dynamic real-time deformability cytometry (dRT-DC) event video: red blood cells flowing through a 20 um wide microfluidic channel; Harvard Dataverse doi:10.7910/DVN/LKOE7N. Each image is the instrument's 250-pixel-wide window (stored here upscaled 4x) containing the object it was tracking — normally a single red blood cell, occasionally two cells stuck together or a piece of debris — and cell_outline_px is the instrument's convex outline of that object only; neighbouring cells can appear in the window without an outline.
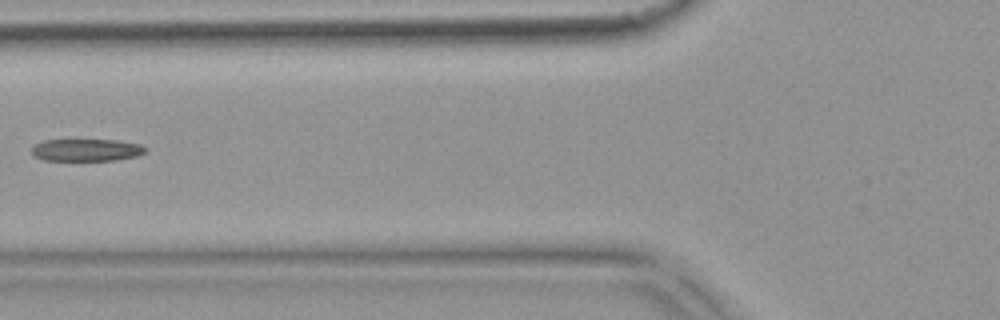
{"species": "common noctule bat (a hibernating species)", "species_latin": "Nyctalus noctula", "temperature_condition": "warm", "stored_images_in_passage": 6, "camera_frame_rate_fps": 3000, "um_per_image_px": 0.085, "animal": {"sex": "female", "body_mass_g": 18.4}, "frame": {"image": 1, "passage_image": 5, "time_ms": 1.333, "image_size_px": [1000, 320], "cell_outline_px": [[148, 152], [136, 156], [116, 160], [44, 160], [32, 156], [32, 144], [44, 140], [116, 140], [140, 144], [148, 148]], "centroid_in_image_um": [7.35, 12.75], "position_along_channel_um": 118.5, "area_um2": 14.91}}